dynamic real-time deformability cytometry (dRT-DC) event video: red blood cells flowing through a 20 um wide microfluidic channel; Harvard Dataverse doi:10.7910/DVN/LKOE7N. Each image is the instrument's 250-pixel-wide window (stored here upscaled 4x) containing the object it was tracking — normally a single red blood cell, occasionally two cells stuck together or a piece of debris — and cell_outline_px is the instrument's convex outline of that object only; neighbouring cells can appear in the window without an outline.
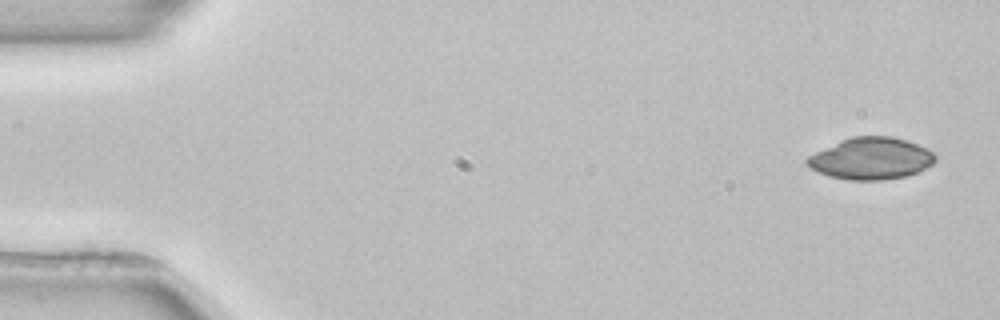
{"species": "common noctule bat (a hibernating species)", "species_latin": "Nyctalus noctula", "temperature_condition": "room temperature", "stored_images_in_passage": 2, "camera_frame_rate_fps": 3000, "um_per_image_px": 0.085, "animal": {"sex": "female", "body_mass_g": 22.7, "forearm_length_mm": 54.2}, "frame": {"image": 1, "passage_image": 1, "time_ms": 0.0, "image_size_px": [1000, 320], "cell_outline_px": [[936, 160], [932, 164], [920, 172], [904, 176], [884, 180], [848, 180], [828, 176], [812, 168], [804, 160], [808, 156], [840, 140], [852, 136], [892, 136], [928, 148], [936, 156]], "centroid_in_image_um": [74.06, 13.47], "position_along_channel_um": 10.9, "area_um2": 31.21}}